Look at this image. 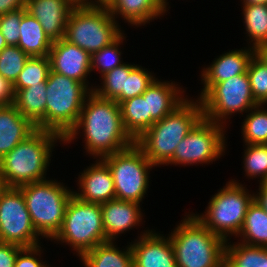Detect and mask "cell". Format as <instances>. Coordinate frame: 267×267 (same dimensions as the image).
<instances>
[{
    "label": "cell",
    "instance_id": "1",
    "mask_svg": "<svg viewBox=\"0 0 267 267\" xmlns=\"http://www.w3.org/2000/svg\"><path fill=\"white\" fill-rule=\"evenodd\" d=\"M79 133L84 136L87 155L93 159H102L135 143L124 128L120 105L115 100L97 96L93 91L86 97L78 121L63 138V144L72 143Z\"/></svg>",
    "mask_w": 267,
    "mask_h": 267
},
{
    "label": "cell",
    "instance_id": "2",
    "mask_svg": "<svg viewBox=\"0 0 267 267\" xmlns=\"http://www.w3.org/2000/svg\"><path fill=\"white\" fill-rule=\"evenodd\" d=\"M63 144L61 135L36 129L13 150L0 159V171L10 188L46 180L56 143Z\"/></svg>",
    "mask_w": 267,
    "mask_h": 267
},
{
    "label": "cell",
    "instance_id": "3",
    "mask_svg": "<svg viewBox=\"0 0 267 267\" xmlns=\"http://www.w3.org/2000/svg\"><path fill=\"white\" fill-rule=\"evenodd\" d=\"M203 117L200 100L189 96L162 120L155 122L135 144L155 166L166 165L173 157L177 145Z\"/></svg>",
    "mask_w": 267,
    "mask_h": 267
},
{
    "label": "cell",
    "instance_id": "4",
    "mask_svg": "<svg viewBox=\"0 0 267 267\" xmlns=\"http://www.w3.org/2000/svg\"><path fill=\"white\" fill-rule=\"evenodd\" d=\"M189 213L169 232L176 267H224L226 242Z\"/></svg>",
    "mask_w": 267,
    "mask_h": 267
},
{
    "label": "cell",
    "instance_id": "5",
    "mask_svg": "<svg viewBox=\"0 0 267 267\" xmlns=\"http://www.w3.org/2000/svg\"><path fill=\"white\" fill-rule=\"evenodd\" d=\"M18 189L22 192L35 230L40 237L51 241L62 227L73 189L49 178Z\"/></svg>",
    "mask_w": 267,
    "mask_h": 267
},
{
    "label": "cell",
    "instance_id": "6",
    "mask_svg": "<svg viewBox=\"0 0 267 267\" xmlns=\"http://www.w3.org/2000/svg\"><path fill=\"white\" fill-rule=\"evenodd\" d=\"M253 200V191L249 192L244 184L231 179L227 181L226 186L212 195L205 214H192L212 233L227 242L232 236L237 238Z\"/></svg>",
    "mask_w": 267,
    "mask_h": 267
},
{
    "label": "cell",
    "instance_id": "7",
    "mask_svg": "<svg viewBox=\"0 0 267 267\" xmlns=\"http://www.w3.org/2000/svg\"><path fill=\"white\" fill-rule=\"evenodd\" d=\"M46 86V130L64 138L76 125L86 97L92 91L84 83L51 70Z\"/></svg>",
    "mask_w": 267,
    "mask_h": 267
},
{
    "label": "cell",
    "instance_id": "8",
    "mask_svg": "<svg viewBox=\"0 0 267 267\" xmlns=\"http://www.w3.org/2000/svg\"><path fill=\"white\" fill-rule=\"evenodd\" d=\"M51 241L67 244L79 258L107 242L101 204L84 202L72 195L65 209L62 227Z\"/></svg>",
    "mask_w": 267,
    "mask_h": 267
},
{
    "label": "cell",
    "instance_id": "9",
    "mask_svg": "<svg viewBox=\"0 0 267 267\" xmlns=\"http://www.w3.org/2000/svg\"><path fill=\"white\" fill-rule=\"evenodd\" d=\"M108 8L73 7L64 39L90 55L114 42L123 32Z\"/></svg>",
    "mask_w": 267,
    "mask_h": 267
},
{
    "label": "cell",
    "instance_id": "10",
    "mask_svg": "<svg viewBox=\"0 0 267 267\" xmlns=\"http://www.w3.org/2000/svg\"><path fill=\"white\" fill-rule=\"evenodd\" d=\"M203 87L197 98L202 105L203 117L211 122L225 126L233 114L247 113L258 105L247 72L217 84H203Z\"/></svg>",
    "mask_w": 267,
    "mask_h": 267
},
{
    "label": "cell",
    "instance_id": "11",
    "mask_svg": "<svg viewBox=\"0 0 267 267\" xmlns=\"http://www.w3.org/2000/svg\"><path fill=\"white\" fill-rule=\"evenodd\" d=\"M102 160L112 173L115 199L143 203L149 188L150 169L155 167L143 151L134 143Z\"/></svg>",
    "mask_w": 267,
    "mask_h": 267
},
{
    "label": "cell",
    "instance_id": "12",
    "mask_svg": "<svg viewBox=\"0 0 267 267\" xmlns=\"http://www.w3.org/2000/svg\"><path fill=\"white\" fill-rule=\"evenodd\" d=\"M226 128L227 125L225 127L202 117L177 145L172 159L166 166L213 164L224 156L227 150Z\"/></svg>",
    "mask_w": 267,
    "mask_h": 267
},
{
    "label": "cell",
    "instance_id": "13",
    "mask_svg": "<svg viewBox=\"0 0 267 267\" xmlns=\"http://www.w3.org/2000/svg\"><path fill=\"white\" fill-rule=\"evenodd\" d=\"M39 234L32 225L22 192L10 188L0 197V241L22 247L40 245Z\"/></svg>",
    "mask_w": 267,
    "mask_h": 267
},
{
    "label": "cell",
    "instance_id": "14",
    "mask_svg": "<svg viewBox=\"0 0 267 267\" xmlns=\"http://www.w3.org/2000/svg\"><path fill=\"white\" fill-rule=\"evenodd\" d=\"M48 58L51 71L82 82L93 91L94 86L88 82L91 55L87 51L62 38L53 41Z\"/></svg>",
    "mask_w": 267,
    "mask_h": 267
},
{
    "label": "cell",
    "instance_id": "15",
    "mask_svg": "<svg viewBox=\"0 0 267 267\" xmlns=\"http://www.w3.org/2000/svg\"><path fill=\"white\" fill-rule=\"evenodd\" d=\"M155 231L144 230L130 243L134 267H176L169 234L166 237Z\"/></svg>",
    "mask_w": 267,
    "mask_h": 267
},
{
    "label": "cell",
    "instance_id": "16",
    "mask_svg": "<svg viewBox=\"0 0 267 267\" xmlns=\"http://www.w3.org/2000/svg\"><path fill=\"white\" fill-rule=\"evenodd\" d=\"M78 175V191H73L78 199L103 204L115 199V188L112 173L102 159H96Z\"/></svg>",
    "mask_w": 267,
    "mask_h": 267
},
{
    "label": "cell",
    "instance_id": "17",
    "mask_svg": "<svg viewBox=\"0 0 267 267\" xmlns=\"http://www.w3.org/2000/svg\"><path fill=\"white\" fill-rule=\"evenodd\" d=\"M140 205L117 199L101 204L103 228L107 242L115 241L121 234L141 225L144 215Z\"/></svg>",
    "mask_w": 267,
    "mask_h": 267
},
{
    "label": "cell",
    "instance_id": "18",
    "mask_svg": "<svg viewBox=\"0 0 267 267\" xmlns=\"http://www.w3.org/2000/svg\"><path fill=\"white\" fill-rule=\"evenodd\" d=\"M73 7L67 0H27L26 3L27 12L39 21L52 41L64 38Z\"/></svg>",
    "mask_w": 267,
    "mask_h": 267
},
{
    "label": "cell",
    "instance_id": "19",
    "mask_svg": "<svg viewBox=\"0 0 267 267\" xmlns=\"http://www.w3.org/2000/svg\"><path fill=\"white\" fill-rule=\"evenodd\" d=\"M244 48V49H243ZM241 49L231 50L219 55L210 65L201 70L202 84H217L230 77L244 74L248 70L249 63L257 53V49L243 47Z\"/></svg>",
    "mask_w": 267,
    "mask_h": 267
},
{
    "label": "cell",
    "instance_id": "20",
    "mask_svg": "<svg viewBox=\"0 0 267 267\" xmlns=\"http://www.w3.org/2000/svg\"><path fill=\"white\" fill-rule=\"evenodd\" d=\"M170 81L156 78L142 94L143 98L147 99L151 126L171 113L187 98V95H184L186 90L179 87L177 82Z\"/></svg>",
    "mask_w": 267,
    "mask_h": 267
},
{
    "label": "cell",
    "instance_id": "21",
    "mask_svg": "<svg viewBox=\"0 0 267 267\" xmlns=\"http://www.w3.org/2000/svg\"><path fill=\"white\" fill-rule=\"evenodd\" d=\"M36 129V126L13 104L0 106V159Z\"/></svg>",
    "mask_w": 267,
    "mask_h": 267
},
{
    "label": "cell",
    "instance_id": "22",
    "mask_svg": "<svg viewBox=\"0 0 267 267\" xmlns=\"http://www.w3.org/2000/svg\"><path fill=\"white\" fill-rule=\"evenodd\" d=\"M108 10L116 21L123 18L137 28L167 13L163 0H114Z\"/></svg>",
    "mask_w": 267,
    "mask_h": 267
},
{
    "label": "cell",
    "instance_id": "23",
    "mask_svg": "<svg viewBox=\"0 0 267 267\" xmlns=\"http://www.w3.org/2000/svg\"><path fill=\"white\" fill-rule=\"evenodd\" d=\"M46 81L14 91L15 108L28 118L37 129L46 130Z\"/></svg>",
    "mask_w": 267,
    "mask_h": 267
},
{
    "label": "cell",
    "instance_id": "24",
    "mask_svg": "<svg viewBox=\"0 0 267 267\" xmlns=\"http://www.w3.org/2000/svg\"><path fill=\"white\" fill-rule=\"evenodd\" d=\"M115 243L108 241L85 252L81 263L84 267H134L130 243L121 250Z\"/></svg>",
    "mask_w": 267,
    "mask_h": 267
},
{
    "label": "cell",
    "instance_id": "25",
    "mask_svg": "<svg viewBox=\"0 0 267 267\" xmlns=\"http://www.w3.org/2000/svg\"><path fill=\"white\" fill-rule=\"evenodd\" d=\"M53 41L44 32L39 21L29 12H25L20 23L18 47L29 57L48 56Z\"/></svg>",
    "mask_w": 267,
    "mask_h": 267
},
{
    "label": "cell",
    "instance_id": "26",
    "mask_svg": "<svg viewBox=\"0 0 267 267\" xmlns=\"http://www.w3.org/2000/svg\"><path fill=\"white\" fill-rule=\"evenodd\" d=\"M119 105L124 128L135 141L151 127L147 99H144L143 95H139L122 101Z\"/></svg>",
    "mask_w": 267,
    "mask_h": 267
},
{
    "label": "cell",
    "instance_id": "27",
    "mask_svg": "<svg viewBox=\"0 0 267 267\" xmlns=\"http://www.w3.org/2000/svg\"><path fill=\"white\" fill-rule=\"evenodd\" d=\"M241 243L267 248V212L254 199L237 236Z\"/></svg>",
    "mask_w": 267,
    "mask_h": 267
},
{
    "label": "cell",
    "instance_id": "28",
    "mask_svg": "<svg viewBox=\"0 0 267 267\" xmlns=\"http://www.w3.org/2000/svg\"><path fill=\"white\" fill-rule=\"evenodd\" d=\"M224 267H267V248L227 241Z\"/></svg>",
    "mask_w": 267,
    "mask_h": 267
},
{
    "label": "cell",
    "instance_id": "29",
    "mask_svg": "<svg viewBox=\"0 0 267 267\" xmlns=\"http://www.w3.org/2000/svg\"><path fill=\"white\" fill-rule=\"evenodd\" d=\"M243 23L250 47L260 49L267 46V4L242 5ZM252 43V44H251Z\"/></svg>",
    "mask_w": 267,
    "mask_h": 267
},
{
    "label": "cell",
    "instance_id": "30",
    "mask_svg": "<svg viewBox=\"0 0 267 267\" xmlns=\"http://www.w3.org/2000/svg\"><path fill=\"white\" fill-rule=\"evenodd\" d=\"M247 113L241 128L244 144H267L266 104H258Z\"/></svg>",
    "mask_w": 267,
    "mask_h": 267
},
{
    "label": "cell",
    "instance_id": "31",
    "mask_svg": "<svg viewBox=\"0 0 267 267\" xmlns=\"http://www.w3.org/2000/svg\"><path fill=\"white\" fill-rule=\"evenodd\" d=\"M138 64L123 63L119 67H115L111 71L102 75L101 86L94 85L93 92L104 99L115 100L122 91H125L126 76L137 66Z\"/></svg>",
    "mask_w": 267,
    "mask_h": 267
},
{
    "label": "cell",
    "instance_id": "32",
    "mask_svg": "<svg viewBox=\"0 0 267 267\" xmlns=\"http://www.w3.org/2000/svg\"><path fill=\"white\" fill-rule=\"evenodd\" d=\"M243 171L245 177L258 178L259 183L267 182V144H245Z\"/></svg>",
    "mask_w": 267,
    "mask_h": 267
},
{
    "label": "cell",
    "instance_id": "33",
    "mask_svg": "<svg viewBox=\"0 0 267 267\" xmlns=\"http://www.w3.org/2000/svg\"><path fill=\"white\" fill-rule=\"evenodd\" d=\"M50 61L48 56L29 57L23 70L13 84L14 91L38 85L47 80L50 72Z\"/></svg>",
    "mask_w": 267,
    "mask_h": 267
},
{
    "label": "cell",
    "instance_id": "34",
    "mask_svg": "<svg viewBox=\"0 0 267 267\" xmlns=\"http://www.w3.org/2000/svg\"><path fill=\"white\" fill-rule=\"evenodd\" d=\"M125 39L126 36L122 33L110 45L103 47L100 51L94 52L91 55V72L97 70L100 76H102L115 67H119L125 63L121 57L122 51L120 46Z\"/></svg>",
    "mask_w": 267,
    "mask_h": 267
},
{
    "label": "cell",
    "instance_id": "35",
    "mask_svg": "<svg viewBox=\"0 0 267 267\" xmlns=\"http://www.w3.org/2000/svg\"><path fill=\"white\" fill-rule=\"evenodd\" d=\"M247 74L255 102L267 105V62L258 53L251 59Z\"/></svg>",
    "mask_w": 267,
    "mask_h": 267
},
{
    "label": "cell",
    "instance_id": "36",
    "mask_svg": "<svg viewBox=\"0 0 267 267\" xmlns=\"http://www.w3.org/2000/svg\"><path fill=\"white\" fill-rule=\"evenodd\" d=\"M28 58L18 46L7 45L0 51V75L14 84Z\"/></svg>",
    "mask_w": 267,
    "mask_h": 267
},
{
    "label": "cell",
    "instance_id": "37",
    "mask_svg": "<svg viewBox=\"0 0 267 267\" xmlns=\"http://www.w3.org/2000/svg\"><path fill=\"white\" fill-rule=\"evenodd\" d=\"M155 79V74L137 65L126 76L125 91H122L115 101L120 104L122 101L142 95Z\"/></svg>",
    "mask_w": 267,
    "mask_h": 267
},
{
    "label": "cell",
    "instance_id": "38",
    "mask_svg": "<svg viewBox=\"0 0 267 267\" xmlns=\"http://www.w3.org/2000/svg\"><path fill=\"white\" fill-rule=\"evenodd\" d=\"M26 7L10 11L0 15V31L5 38L7 45H18L20 36V23Z\"/></svg>",
    "mask_w": 267,
    "mask_h": 267
},
{
    "label": "cell",
    "instance_id": "39",
    "mask_svg": "<svg viewBox=\"0 0 267 267\" xmlns=\"http://www.w3.org/2000/svg\"><path fill=\"white\" fill-rule=\"evenodd\" d=\"M43 250L41 244L23 247L16 256L14 267H51L41 260Z\"/></svg>",
    "mask_w": 267,
    "mask_h": 267
},
{
    "label": "cell",
    "instance_id": "40",
    "mask_svg": "<svg viewBox=\"0 0 267 267\" xmlns=\"http://www.w3.org/2000/svg\"><path fill=\"white\" fill-rule=\"evenodd\" d=\"M22 246L0 241V267H14L15 259Z\"/></svg>",
    "mask_w": 267,
    "mask_h": 267
},
{
    "label": "cell",
    "instance_id": "41",
    "mask_svg": "<svg viewBox=\"0 0 267 267\" xmlns=\"http://www.w3.org/2000/svg\"><path fill=\"white\" fill-rule=\"evenodd\" d=\"M14 94L13 84L0 75V106L13 104Z\"/></svg>",
    "mask_w": 267,
    "mask_h": 267
},
{
    "label": "cell",
    "instance_id": "42",
    "mask_svg": "<svg viewBox=\"0 0 267 267\" xmlns=\"http://www.w3.org/2000/svg\"><path fill=\"white\" fill-rule=\"evenodd\" d=\"M27 0H0V15L26 7Z\"/></svg>",
    "mask_w": 267,
    "mask_h": 267
},
{
    "label": "cell",
    "instance_id": "43",
    "mask_svg": "<svg viewBox=\"0 0 267 267\" xmlns=\"http://www.w3.org/2000/svg\"><path fill=\"white\" fill-rule=\"evenodd\" d=\"M259 189L254 193V199L264 208L267 212V182L259 183Z\"/></svg>",
    "mask_w": 267,
    "mask_h": 267
},
{
    "label": "cell",
    "instance_id": "44",
    "mask_svg": "<svg viewBox=\"0 0 267 267\" xmlns=\"http://www.w3.org/2000/svg\"><path fill=\"white\" fill-rule=\"evenodd\" d=\"M114 0H87L85 7L109 8Z\"/></svg>",
    "mask_w": 267,
    "mask_h": 267
},
{
    "label": "cell",
    "instance_id": "45",
    "mask_svg": "<svg viewBox=\"0 0 267 267\" xmlns=\"http://www.w3.org/2000/svg\"><path fill=\"white\" fill-rule=\"evenodd\" d=\"M8 186L5 182L4 176L2 175L0 171V197L1 195L7 190Z\"/></svg>",
    "mask_w": 267,
    "mask_h": 267
},
{
    "label": "cell",
    "instance_id": "46",
    "mask_svg": "<svg viewBox=\"0 0 267 267\" xmlns=\"http://www.w3.org/2000/svg\"><path fill=\"white\" fill-rule=\"evenodd\" d=\"M72 6L74 7H80V6H86L87 0H67Z\"/></svg>",
    "mask_w": 267,
    "mask_h": 267
},
{
    "label": "cell",
    "instance_id": "47",
    "mask_svg": "<svg viewBox=\"0 0 267 267\" xmlns=\"http://www.w3.org/2000/svg\"><path fill=\"white\" fill-rule=\"evenodd\" d=\"M243 5L248 4H267V0H241Z\"/></svg>",
    "mask_w": 267,
    "mask_h": 267
},
{
    "label": "cell",
    "instance_id": "48",
    "mask_svg": "<svg viewBox=\"0 0 267 267\" xmlns=\"http://www.w3.org/2000/svg\"><path fill=\"white\" fill-rule=\"evenodd\" d=\"M257 53L267 62V46L258 49Z\"/></svg>",
    "mask_w": 267,
    "mask_h": 267
},
{
    "label": "cell",
    "instance_id": "49",
    "mask_svg": "<svg viewBox=\"0 0 267 267\" xmlns=\"http://www.w3.org/2000/svg\"><path fill=\"white\" fill-rule=\"evenodd\" d=\"M7 46L4 36L0 31V51L3 50Z\"/></svg>",
    "mask_w": 267,
    "mask_h": 267
},
{
    "label": "cell",
    "instance_id": "50",
    "mask_svg": "<svg viewBox=\"0 0 267 267\" xmlns=\"http://www.w3.org/2000/svg\"><path fill=\"white\" fill-rule=\"evenodd\" d=\"M168 0H163V5H164V8L166 9V11L168 12V8H167V6H168V4H169V2H167Z\"/></svg>",
    "mask_w": 267,
    "mask_h": 267
}]
</instances>
